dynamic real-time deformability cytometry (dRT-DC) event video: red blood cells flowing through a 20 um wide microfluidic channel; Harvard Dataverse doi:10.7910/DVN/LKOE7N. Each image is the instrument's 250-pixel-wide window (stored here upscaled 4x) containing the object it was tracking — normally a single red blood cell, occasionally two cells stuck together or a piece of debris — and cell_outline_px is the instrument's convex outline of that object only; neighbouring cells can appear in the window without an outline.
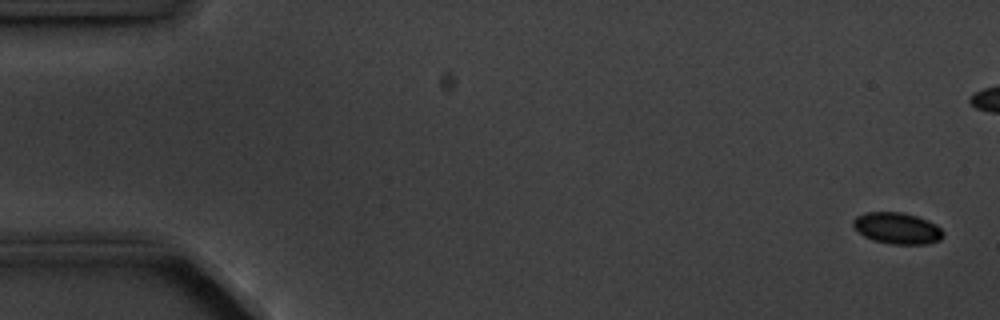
{"species": "common noctule bat (a hibernating species)", "species_latin": "Nyctalus noctula", "temperature_condition": "cold", "stored_images_in_passage": 6, "segment_of_instrument_passage": [2, 2], "camera_frame_rate_fps": 3000, "um_per_image_px": 0.085, "animal": {"sex": "male", "body_mass_g": 20.1, "forearm_length_mm": 53.5}, "frame": {"image": 1, "passage_image": 6, "time_ms": 6.667, "image_size_px": [1000, 320], "cell_outline_px": [[944, 236], [940, 240], [924, 244], [892, 244], [872, 240], [864, 236], [852, 224], [852, 220], [856, 216], [864, 212], [904, 212], [928, 220], [936, 224], [944, 232]], "centroid_in_image_um": [76.27, 19.39], "position_along_channel_um": 8.7, "area_um2": 16.53}}